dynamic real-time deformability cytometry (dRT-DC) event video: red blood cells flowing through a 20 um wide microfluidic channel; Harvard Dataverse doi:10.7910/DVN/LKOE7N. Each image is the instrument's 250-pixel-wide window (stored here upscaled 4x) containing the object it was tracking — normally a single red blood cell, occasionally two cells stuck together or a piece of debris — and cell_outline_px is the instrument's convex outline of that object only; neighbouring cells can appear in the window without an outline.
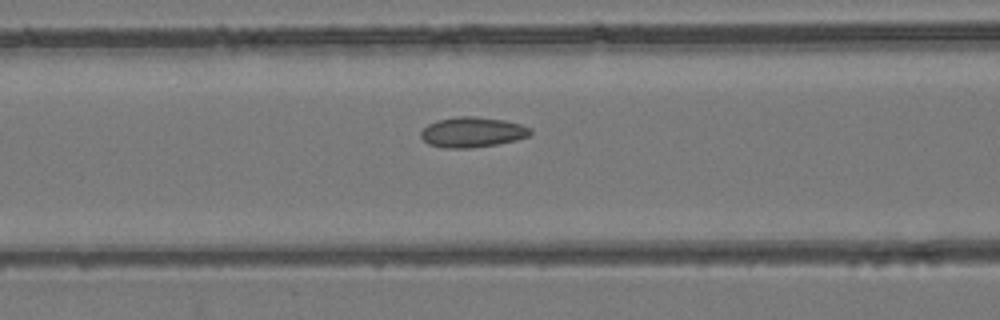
{"species": "common noctule bat (a hibernating species)", "species_latin": "Nyctalus noctula", "temperature_condition": "room temperature", "stored_images_in_passage": 54, "camera_frame_rate_fps": 3000, "um_per_image_px": 0.085, "animal": {"sex": "female", "body_mass_g": 24.6, "forearm_length_mm": 56.2}, "frame": {"image": 1, "passage_image": 23, "time_ms": 7.333, "image_size_px": [1000, 320], "cell_outline_px": [[532, 132], [528, 136], [516, 140], [496, 144], [472, 148], [444, 148], [428, 144], [420, 136], [420, 132], [428, 124], [440, 120], [460, 116], [476, 116], [504, 120], [520, 124], [532, 128]], "centroid_in_image_um": [40.16, 11.24], "position_along_channel_um": 126.4, "area_um2": 19.25}}
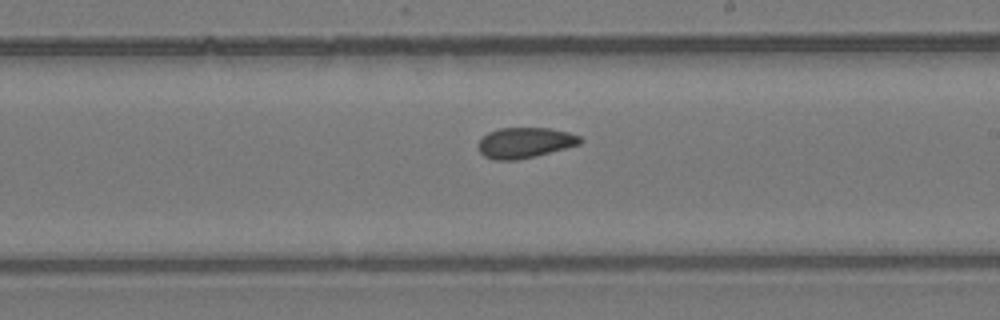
{"frame": {"image": 2, "passage_image": 32, "time_ms": 10.333, "image_size_px": [1000, 320], "cell_outline_px": [[584, 140], [580, 144], [536, 156], [516, 160], [492, 160], [484, 156], [480, 152], [480, 140], [488, 132], [500, 128], [548, 128], [568, 132], [580, 136]], "centroid_in_image_um": [44.64, 12.13], "position_along_channel_um": 244.4, "area_um2": 18.03}}
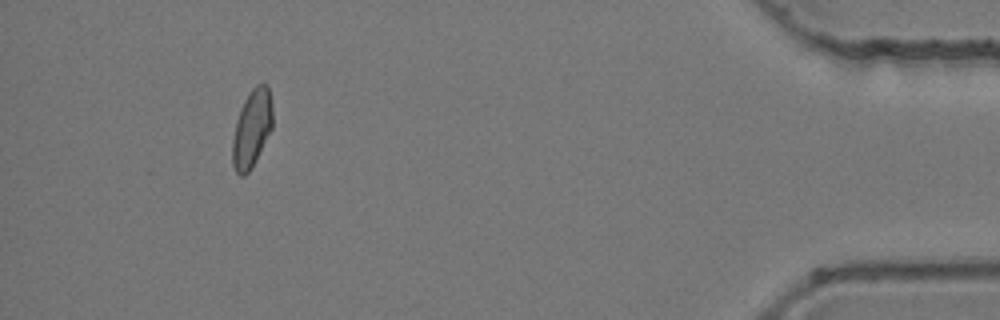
{"frame": {"image": 3, "passage_image": 50, "time_ms": 16.333, "image_size_px": [1000, 320], "cell_outline_px": [[272, 128], [256, 160], [248, 172], [244, 176], [240, 176], [236, 172], [232, 164], [232, 140], [236, 120], [240, 108], [248, 92], [256, 84], [268, 84], [272, 104]], "centroid_in_image_um": [21.4, 10.9], "position_along_channel_um": 413.8, "area_um2": 18.32}, "authors_computed_cell_mechanics": {"area_um2": 18.4671, "velocity_mm_per_s": 3.9361, "shape_relaxation_time_tau1_ms": null, "shape_relaxation_time_tau2_ms": 3.3893, "deformation_change_tau1": null, "deformation_change_tau2": 0.085}}